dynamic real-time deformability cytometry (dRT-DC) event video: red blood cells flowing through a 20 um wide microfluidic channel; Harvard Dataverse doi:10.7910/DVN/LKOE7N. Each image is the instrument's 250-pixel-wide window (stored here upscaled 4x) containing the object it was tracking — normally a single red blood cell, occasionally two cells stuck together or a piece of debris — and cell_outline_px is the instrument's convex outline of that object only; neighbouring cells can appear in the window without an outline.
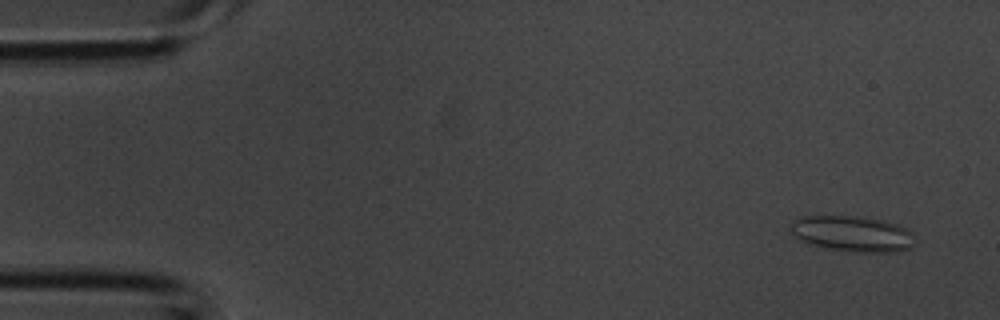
{"species": "common noctule bat (a hibernating species)", "species_latin": "Nyctalus noctula", "temperature_condition": "room temperature", "stored_images_in_passage": 4, "camera_frame_rate_fps": 3000, "um_per_image_px": 0.085, "animal": {"sex": "male", "body_mass_g": 20.1, "forearm_length_mm": 53.5}, "frame": {"image": 1, "passage_image": 1, "time_ms": 0.0, "image_size_px": [1000, 320], "cell_outline_px": [[912, 248], [892, 252], [852, 252], [812, 244], [796, 236], [792, 232], [792, 224], [800, 216], [856, 216], [880, 220], [896, 224], [912, 232]], "centroid_in_image_um": [72.49, 19.86], "position_along_channel_um": 12.5, "area_um2": 25.2}}